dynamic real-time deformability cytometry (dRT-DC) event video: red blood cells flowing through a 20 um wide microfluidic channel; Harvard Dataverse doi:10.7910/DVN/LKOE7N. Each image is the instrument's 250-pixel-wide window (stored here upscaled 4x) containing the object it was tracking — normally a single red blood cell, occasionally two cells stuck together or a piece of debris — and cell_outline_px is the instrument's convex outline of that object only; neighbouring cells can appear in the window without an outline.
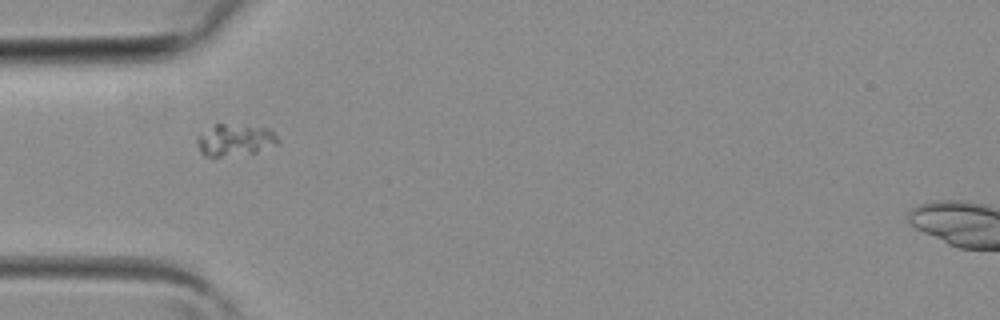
{"species": "common noctule bat (a hibernating species)", "species_latin": "Nyctalus noctula", "temperature_condition": "room temperature", "stored_images_in_passage": 1, "camera_frame_rate_fps": 3000, "um_per_image_px": 0.085, "animal": {"sex": "female", "body_mass_g": 19.3, "forearm_length_mm": 54.1}, "frame": {"image": 1, "passage_image": 1, "time_ms": 0.0, "image_size_px": [1000, 320], "cell_outline_px": [[280, 144], [256, 152], [220, 156], [204, 156], [200, 152], [196, 140], [196, 136], [216, 124], [224, 124], [268, 128], [280, 140]], "centroid_in_image_um": [19.97, 11.91], "position_along_channel_um": 65.0, "area_um2": 14.8}}